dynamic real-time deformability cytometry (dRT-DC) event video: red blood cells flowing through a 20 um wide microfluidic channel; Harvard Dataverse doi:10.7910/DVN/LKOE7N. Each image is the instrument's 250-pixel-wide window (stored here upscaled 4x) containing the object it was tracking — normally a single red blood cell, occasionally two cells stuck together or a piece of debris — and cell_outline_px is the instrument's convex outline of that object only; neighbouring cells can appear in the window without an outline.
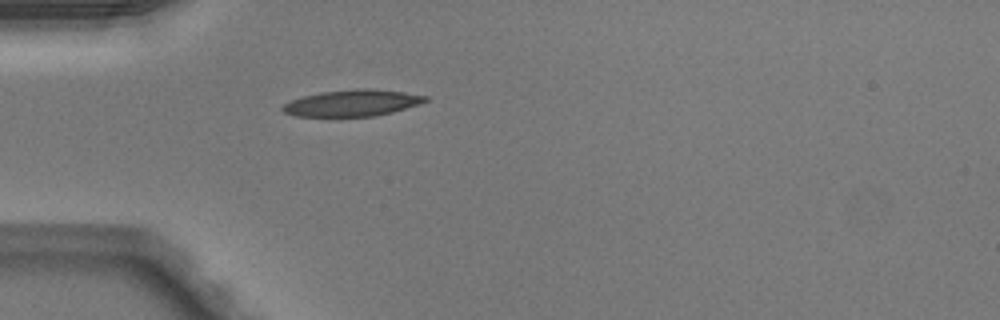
{"species": "Egyptian fruit bat (a non-hibernating species)", "species_latin": "Rousettus aegyptiacus", "temperature_condition": "warm", "stored_images_in_passage": 36, "camera_frame_rate_fps": 3000, "um_per_image_px": 0.085, "animal": {"sex": "male"}, "frame": {"image": 1, "passage_image": 1, "time_ms": 0.0, "image_size_px": [1000, 320], "cell_outline_px": [[428, 100], [420, 104], [392, 112], [376, 116], [296, 116], [284, 112], [280, 108], [284, 104], [292, 100], [304, 96], [320, 92], [360, 88], [364, 88], [404, 92], [428, 96]], "centroid_in_image_um": [29.96, 8.75], "position_along_channel_um": 55.0, "area_um2": 21.85}}
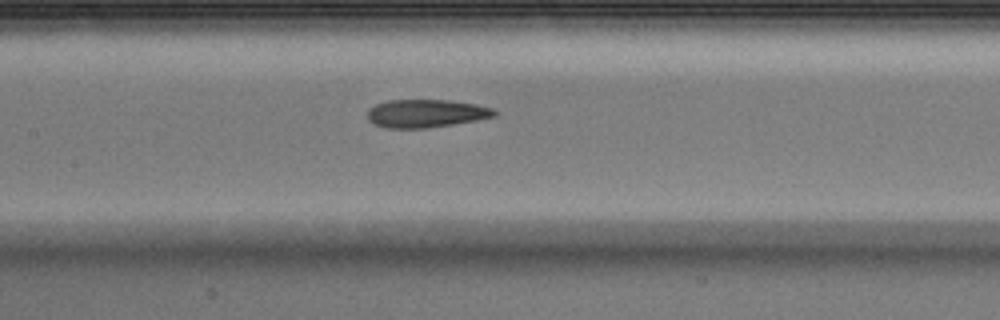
{"frame": {"image": 2, "passage_image": 10, "time_ms": 3.0, "image_size_px": [1000, 320], "cell_outline_px": [[496, 116], [476, 120], [428, 128], [384, 128], [372, 124], [368, 120], [368, 108], [376, 104], [388, 100], [448, 100], [476, 104], [492, 108], [496, 112]], "centroid_in_image_um": [36.16, 9.64], "position_along_channel_um": 171.2, "area_um2": 20.81}}
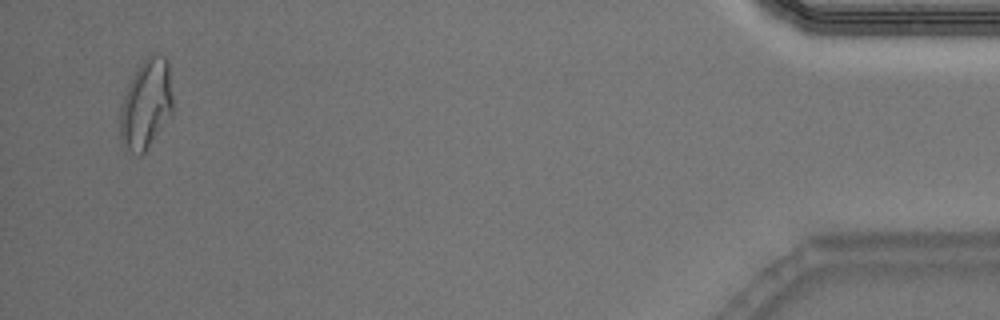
{"frame": {"image": 3, "passage_image": 34, "time_ms": 11.0, "image_size_px": [1000, 320], "cell_outline_px": [[172, 112], [144, 152], [140, 156], [132, 152], [128, 148], [120, 136], [120, 108], [124, 96], [132, 76], [140, 64], [152, 52], [156, 52], [164, 56], [168, 60], [172, 96]], "centroid_in_image_um": [12.42, 8.79], "position_along_channel_um": 422.8, "area_um2": 27.05}, "authors_computed_cell_mechanics": {"area_um2": 21.9062, "velocity_mm_per_s": 4.0997, "shape_relaxation_time_tau1_ms": null, "shape_relaxation_time_tau2_ms": 2.7447, "deformation_change_tau1": null, "deformation_change_tau2": 0.1173}}